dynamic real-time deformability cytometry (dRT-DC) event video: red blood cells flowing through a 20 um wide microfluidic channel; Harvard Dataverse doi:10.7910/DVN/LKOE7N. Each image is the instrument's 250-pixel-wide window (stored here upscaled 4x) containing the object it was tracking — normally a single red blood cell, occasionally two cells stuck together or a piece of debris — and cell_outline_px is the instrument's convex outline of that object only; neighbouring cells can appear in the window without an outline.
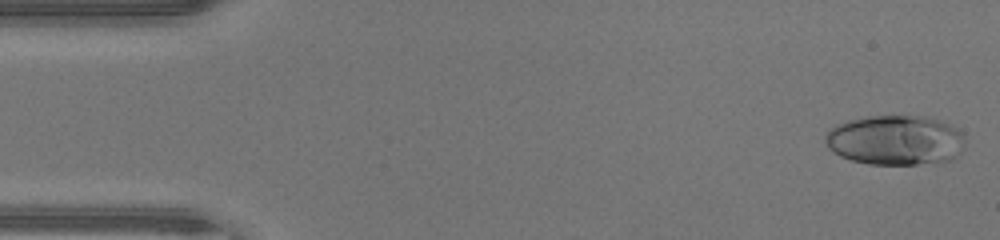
{"species": "human", "species_latin": "Homo sapiens", "temperature_condition": "warm", "stored_images_in_passage": 46, "camera_frame_rate_fps": 3000, "um_per_image_px": 0.085, "donor": {"sex": "male"}, "frame": {"image": 1, "passage_image": 1, "time_ms": 0.0, "image_size_px": [1000, 240], "cell_outline_px": [[964, 148], [956, 156], [948, 160], [916, 164], [868, 164], [852, 160], [840, 156], [832, 152], [828, 148], [824, 140], [824, 132], [836, 124], [848, 120], [868, 116], [924, 116], [940, 120], [964, 132]], "centroid_in_image_um": [76.07, 11.9], "position_along_channel_um": 8.9, "area_um2": 40.92}}
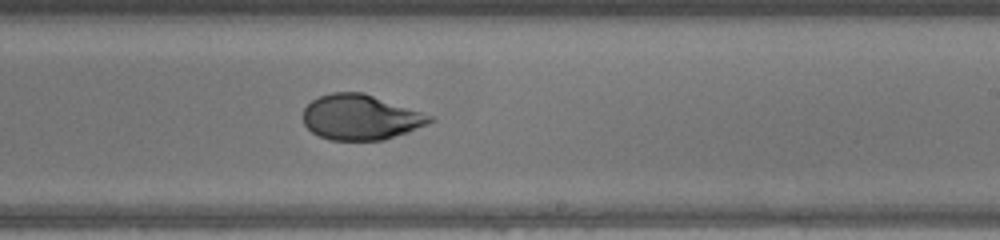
{"frame": {"image": 2, "passage_image": 27, "time_ms": 8.667, "image_size_px": [1000, 240], "cell_outline_px": [[436, 120], [428, 124], [408, 132], [384, 140], [332, 140], [320, 136], [312, 132], [304, 124], [304, 108], [312, 100], [320, 96], [332, 92], [364, 92], [436, 116]], "centroid_in_image_um": [30.71, 9.96], "position_along_channel_um": 258.3, "area_um2": 33.64}}
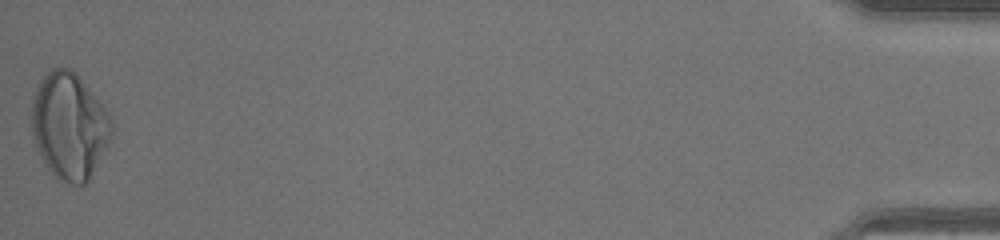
{"frame": {"image": 3, "passage_image": 46, "time_ms": 15.0, "image_size_px": [1000, 240], "cell_outline_px": [[112, 132], [88, 180], [84, 184], [72, 184], [60, 180], [44, 164], [40, 156], [32, 132], [32, 96], [40, 80], [52, 68], [68, 68], [76, 72], [108, 112], [112, 120]], "centroid_in_image_um": [5.86, 10.67], "position_along_channel_um": 429.3, "area_um2": 48.84}, "authors_computed_cell_mechanics": {"area_um2": 36.992, "velocity_mm_per_s": 4.3987, "shape_relaxation_time_tau1_ms": 6.6715, "shape_relaxation_time_tau2_ms": 0.889, "deformation_change_tau1": 0.2849, "deformation_change_tau2": 0.042}}